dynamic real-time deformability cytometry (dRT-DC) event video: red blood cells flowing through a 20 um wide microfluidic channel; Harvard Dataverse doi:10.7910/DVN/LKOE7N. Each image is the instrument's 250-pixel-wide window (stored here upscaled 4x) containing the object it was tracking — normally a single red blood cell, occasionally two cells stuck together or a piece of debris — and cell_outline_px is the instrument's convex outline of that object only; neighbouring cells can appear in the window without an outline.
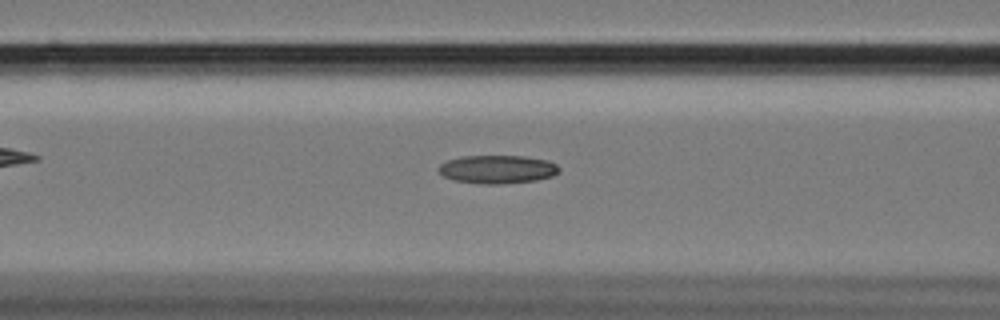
{"species": "Egyptian fruit bat (a non-hibernating species)", "species_latin": "Rousettus aegyptiacus", "temperature_condition": "cold", "stored_images_in_passage": 52, "camera_frame_rate_fps": 3000, "um_per_image_px": 0.085, "animal": {"sex": "female"}, "frame": {"image": 1, "passage_image": 18, "time_ms": 5.667, "image_size_px": [1000, 320], "cell_outline_px": [[560, 172], [552, 176], [536, 180], [500, 184], [480, 184], [452, 180], [444, 176], [436, 168], [440, 164], [448, 160], [460, 156], [524, 156], [548, 160], [556, 164], [560, 168]], "centroid_in_image_um": [42.27, 14.39], "position_along_channel_um": 124.3, "area_um2": 20.06}}
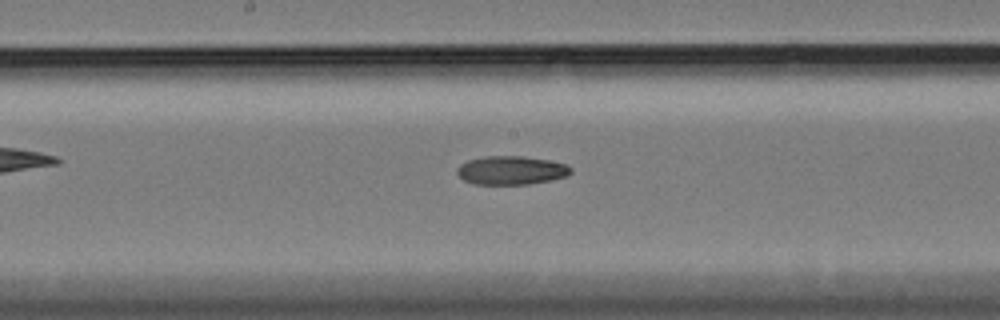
{"frame": {"image": 2, "passage_image": 25, "time_ms": 8.0, "image_size_px": [1000, 320], "cell_outline_px": [[572, 172], [568, 176], [552, 180], [528, 184], [472, 184], [464, 180], [456, 172], [456, 168], [460, 164], [468, 160], [484, 156], [524, 156], [548, 160], [568, 164], [572, 168]], "centroid_in_image_um": [43.47, 14.47], "position_along_channel_um": 204.7, "area_um2": 19.19}}
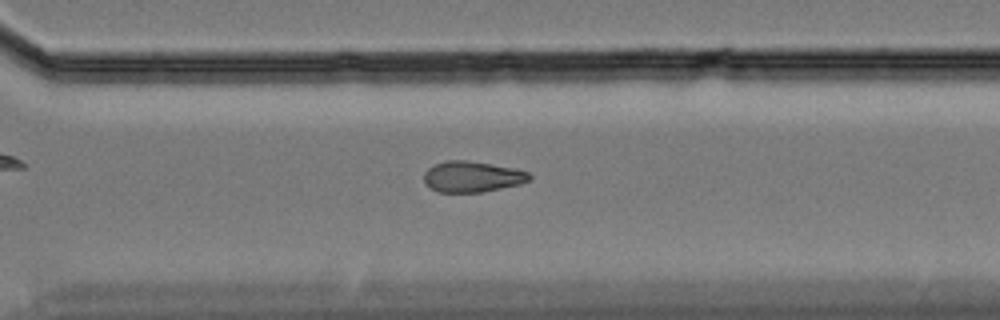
{"frame": {"image": 3, "passage_image": 36, "time_ms": 11.667, "image_size_px": [1000, 320], "cell_outline_px": [[532, 176], [528, 180], [520, 184], [484, 192], [436, 192], [428, 188], [424, 184], [424, 172], [428, 168], [436, 164], [448, 160], [468, 160], [492, 164], [512, 168], [528, 172]], "centroid_in_image_um": [40.09, 15.03], "position_along_channel_um": 330.5, "area_um2": 19.07}}